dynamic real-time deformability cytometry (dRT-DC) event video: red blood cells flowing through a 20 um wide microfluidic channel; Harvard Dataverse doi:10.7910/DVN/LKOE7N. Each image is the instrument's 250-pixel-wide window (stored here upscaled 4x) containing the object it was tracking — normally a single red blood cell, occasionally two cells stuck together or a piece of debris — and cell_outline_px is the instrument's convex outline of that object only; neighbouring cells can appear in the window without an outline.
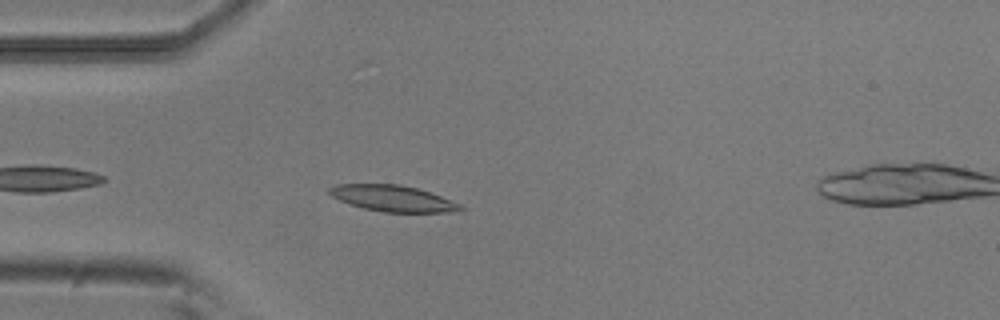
{"species": "common noctule bat (a hibernating species)", "species_latin": "Nyctalus noctula", "temperature_condition": "room temperature", "stored_images_in_passage": 40, "camera_frame_rate_fps": 3000, "um_per_image_px": 0.085, "animal": {"sex": "male", "body_mass_g": 20.5, "forearm_length_mm": 52.5}, "frame": {"image": 1, "passage_image": 4, "time_ms": 1.0, "image_size_px": [1000, 320], "cell_outline_px": [[464, 208], [460, 212], [384, 212], [364, 208], [348, 204], [332, 196], [328, 192], [328, 188], [336, 184], [400, 184], [416, 188], [440, 196], [460, 204]], "centroid_in_image_um": [33.38, 16.86], "position_along_channel_um": 51.6, "area_um2": 19.88}}
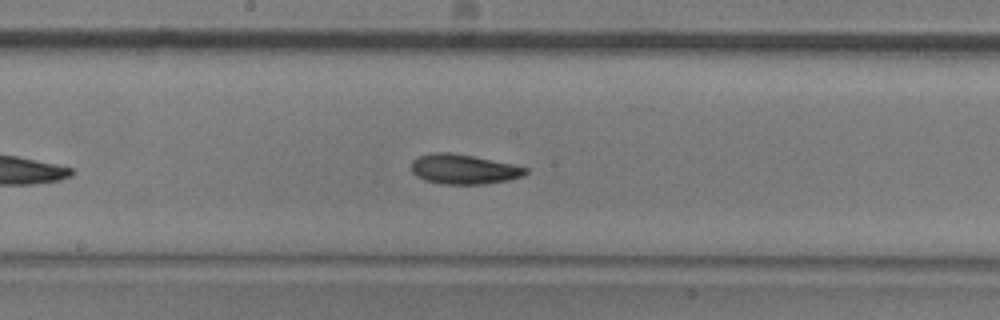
{"frame": {"image": 2, "passage_image": 17, "time_ms": 5.333, "image_size_px": [1000, 320], "cell_outline_px": [[528, 172], [524, 176], [508, 180], [484, 184], [440, 184], [424, 180], [416, 176], [412, 172], [412, 160], [420, 156], [432, 152], [448, 152], [472, 156], [512, 164], [528, 168]], "centroid_in_image_um": [39.4, 14.39], "position_along_channel_um": 208.8, "area_um2": 19.83}}
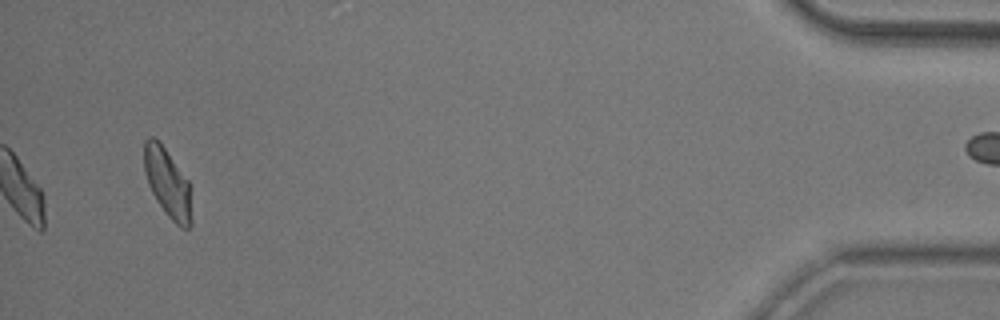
{"frame": {"image": 3, "passage_image": 40, "time_ms": 13.0, "image_size_px": [1000, 320], "cell_outline_px": [[192, 224], [188, 228], [180, 228], [168, 216], [156, 200], [152, 192], [144, 168], [144, 140], [148, 136], [152, 136], [164, 148], [188, 180], [192, 220]], "centroid_in_image_um": [14.24, 15.58], "position_along_channel_um": 421.0, "area_um2": 18.61}, "authors_computed_cell_mechanics": {"area_um2": 19.1029, "velocity_mm_per_s": 3.7979, "shape_relaxation_time_tau1_ms": 2.6868, "shape_relaxation_time_tau2_ms": 1.9104, "deformation_change_tau1": 0.1138, "deformation_change_tau2": 0.0729}}